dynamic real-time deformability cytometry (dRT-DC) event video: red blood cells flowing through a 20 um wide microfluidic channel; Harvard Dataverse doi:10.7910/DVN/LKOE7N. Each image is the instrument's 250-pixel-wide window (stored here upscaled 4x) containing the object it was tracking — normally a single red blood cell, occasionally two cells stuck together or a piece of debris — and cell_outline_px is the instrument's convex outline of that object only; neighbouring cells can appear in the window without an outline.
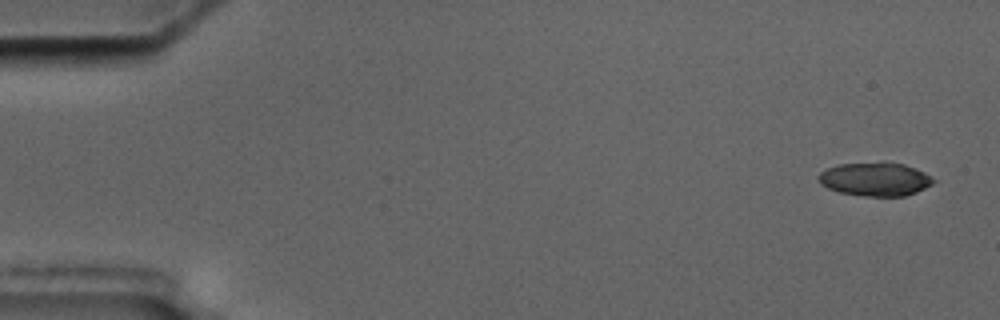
{"species": "common noctule bat (a hibernating species)", "species_latin": "Nyctalus noctula", "temperature_condition": "cold", "stored_images_in_passage": 4, "camera_frame_rate_fps": 3000, "um_per_image_px": 0.085, "animal": {"sex": "male", "body_mass_g": 17.5, "forearm_length_mm": 52.3}, "frame": {"image": 1, "passage_image": 1, "time_ms": 0.0, "image_size_px": [1000, 320], "cell_outline_px": [[936, 180], [932, 184], [916, 192], [904, 196], [864, 196], [840, 192], [828, 188], [820, 184], [816, 176], [820, 172], [828, 168], [840, 164], [904, 164], [916, 168], [932, 176]], "centroid_in_image_um": [74.39, 15.26], "position_along_channel_um": 10.6, "area_um2": 22.02}}